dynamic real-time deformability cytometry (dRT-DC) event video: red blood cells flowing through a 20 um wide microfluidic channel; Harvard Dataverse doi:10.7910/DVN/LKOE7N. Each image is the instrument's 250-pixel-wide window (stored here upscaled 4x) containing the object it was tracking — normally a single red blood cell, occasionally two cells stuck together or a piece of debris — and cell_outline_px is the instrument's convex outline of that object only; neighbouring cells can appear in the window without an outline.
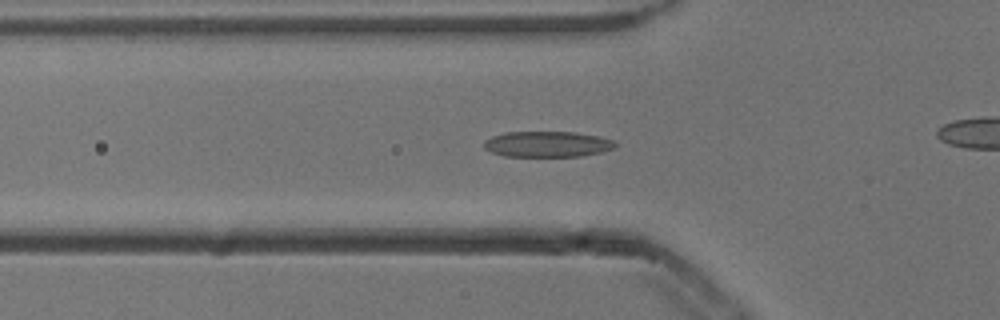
{"species": "common noctule bat (a hibernating species)", "species_latin": "Nyctalus noctula", "temperature_condition": "cold", "stored_images_in_passage": 36, "camera_frame_rate_fps": 3000, "um_per_image_px": 0.085, "animal": {"sex": "male", "body_mass_g": 13.3}, "frame": {"image": 1, "passage_image": 10, "time_ms": 3.0, "image_size_px": [1000, 320], "cell_outline_px": [[616, 148], [600, 152], [580, 156], [504, 156], [492, 152], [484, 148], [484, 140], [492, 136], [504, 132], [572, 132], [596, 136], [612, 140], [616, 144]], "centroid_in_image_um": [46.48, 12.25], "position_along_channel_um": 79.3, "area_um2": 19.54}}
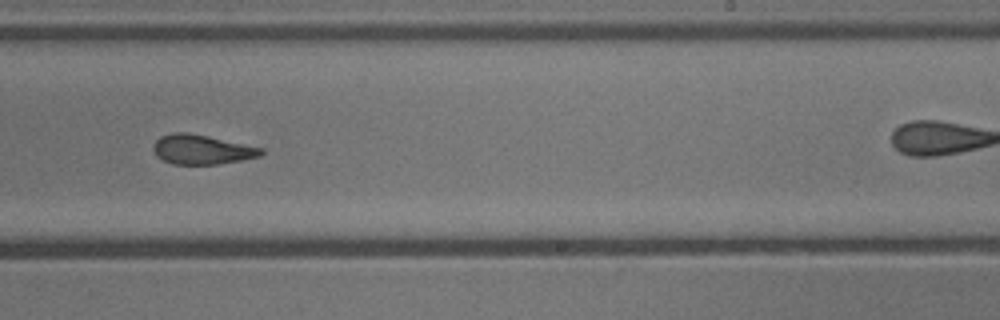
{"frame": {"image": 2, "passage_image": 25, "time_ms": 8.0, "image_size_px": [1000, 320], "cell_outline_px": [[264, 152], [260, 156], [220, 164], [172, 164], [156, 156], [152, 148], [156, 140], [160, 136], [172, 132], [188, 132], [208, 136], [264, 148]], "centroid_in_image_um": [17.14, 12.7], "position_along_channel_um": 271.9, "area_um2": 18.61}}
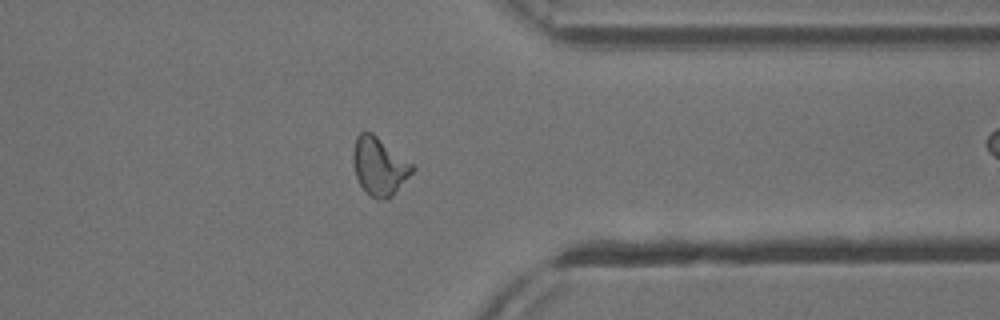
{"frame": {"image": 3, "passage_image": 34, "time_ms": 11.0, "image_size_px": [1000, 320], "cell_outline_px": [[416, 168], [392, 196], [388, 200], [376, 200], [360, 184], [356, 176], [352, 160], [352, 148], [356, 136], [360, 132], [372, 132], [412, 164]], "centroid_in_image_um": [32.22, 14.13], "position_along_channel_um": 379.2, "area_um2": 19.88}}